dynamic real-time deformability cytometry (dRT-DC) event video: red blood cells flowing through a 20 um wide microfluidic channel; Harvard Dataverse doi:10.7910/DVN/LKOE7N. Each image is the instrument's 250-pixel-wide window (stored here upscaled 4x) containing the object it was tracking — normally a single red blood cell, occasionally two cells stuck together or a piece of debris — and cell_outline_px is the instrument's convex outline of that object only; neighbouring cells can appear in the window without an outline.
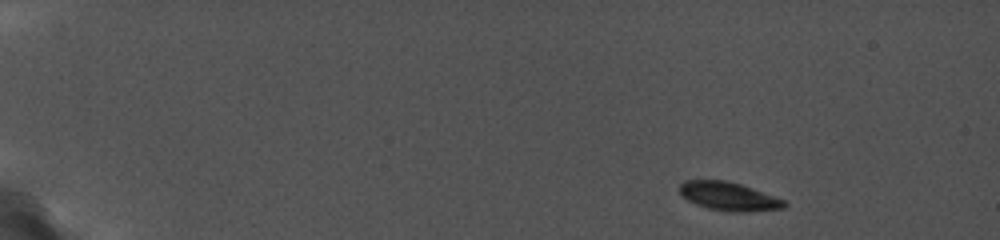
{"species": "common noctule bat (a hibernating species)", "species_latin": "Nyctalus noctula", "temperature_condition": "cold", "stored_images_in_passage": 7, "camera_frame_rate_fps": 5000, "um_per_image_px": 0.085, "animal": {"sex": "female", "body_mass_g": 19.0, "forearm_length_mm": 56.7}, "frame": {"image": 1, "passage_image": 1, "time_ms": 0.0, "image_size_px": [1000, 240], "cell_outline_px": [[788, 204], [784, 208], [744, 212], [728, 212], [708, 208], [696, 204], [688, 200], [680, 192], [680, 184], [684, 180], [728, 180], [752, 188], [784, 200]], "centroid_in_image_um": [61.94, 16.69], "position_along_channel_um": 23.1, "area_um2": 17.28}}
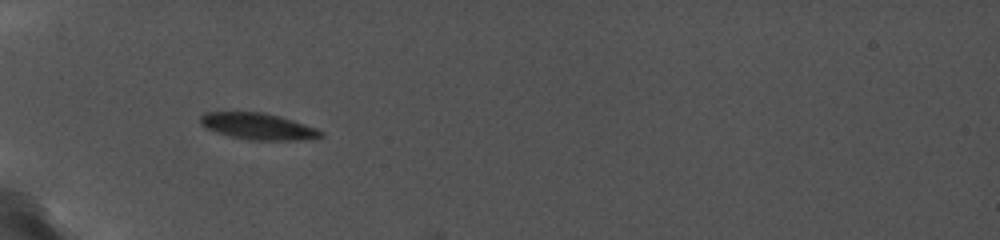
{"frame": {"image": 2, "passage_image": 6, "time_ms": 4.4, "image_size_px": [1000, 240], "cell_outline_px": [[324, 136], [312, 140], [248, 140], [228, 136], [204, 128], [200, 124], [200, 116], [204, 112], [260, 112], [280, 116], [316, 128], [324, 132]], "centroid_in_image_um": [21.93, 10.75], "position_along_channel_um": 63.1, "area_um2": 18.84}}